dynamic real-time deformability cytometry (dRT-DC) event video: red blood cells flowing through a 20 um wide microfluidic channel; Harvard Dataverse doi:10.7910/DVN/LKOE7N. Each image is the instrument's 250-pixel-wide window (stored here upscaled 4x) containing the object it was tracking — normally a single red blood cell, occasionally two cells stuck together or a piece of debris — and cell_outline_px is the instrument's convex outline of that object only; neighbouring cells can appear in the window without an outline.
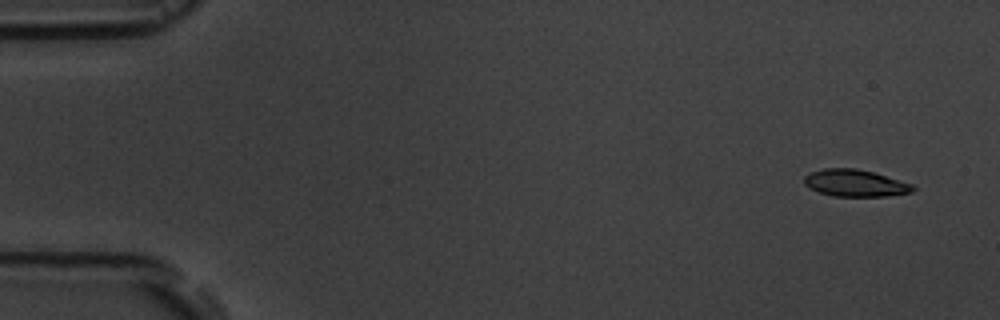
{"species": "common noctule bat (a hibernating species)", "species_latin": "Nyctalus noctula", "temperature_condition": "room temperature", "stored_images_in_passage": 5, "camera_frame_rate_fps": 3000, "um_per_image_px": 0.085, "animal": {"sex": "male", "body_mass_g": 19.5, "forearm_length_mm": 54.6}, "frame": {"image": 1, "passage_image": 1, "time_ms": 0.0, "image_size_px": [1000, 320], "cell_outline_px": [[916, 188], [912, 192], [888, 196], [832, 196], [808, 188], [804, 184], [804, 176], [812, 172], [824, 168], [856, 168], [872, 172], [912, 184]], "centroid_in_image_um": [72.67, 15.57], "position_along_channel_um": 12.3, "area_um2": 16.99}}
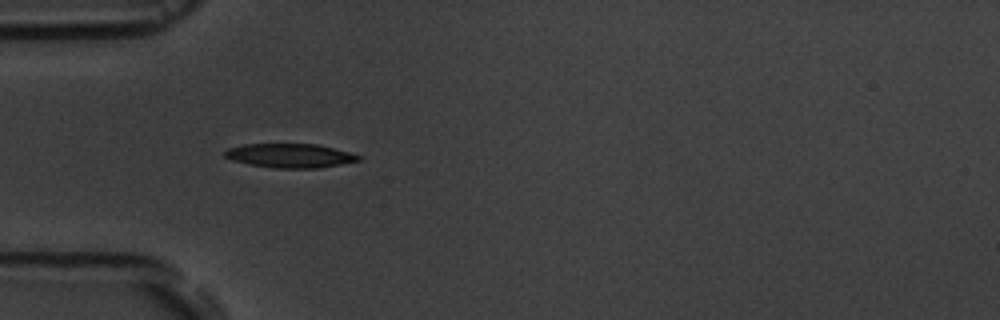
{"frame": {"image": 2, "passage_image": 5, "time_ms": 4.667, "image_size_px": [1000, 320], "cell_outline_px": [[360, 160], [340, 164], [316, 168], [276, 168], [252, 164], [232, 160], [224, 156], [224, 152], [228, 148], [244, 144], [316, 144], [348, 152], [360, 156]], "centroid_in_image_um": [24.62, 13.22], "position_along_channel_um": 60.4, "area_um2": 18.38}}